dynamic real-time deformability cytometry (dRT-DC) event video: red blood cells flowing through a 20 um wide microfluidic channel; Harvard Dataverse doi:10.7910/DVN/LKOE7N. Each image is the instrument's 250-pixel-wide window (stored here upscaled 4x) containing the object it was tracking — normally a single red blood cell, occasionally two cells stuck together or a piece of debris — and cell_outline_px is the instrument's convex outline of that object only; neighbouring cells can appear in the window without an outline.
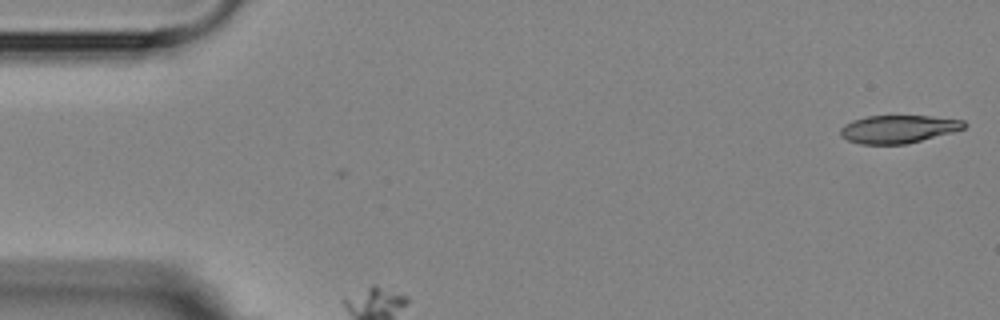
{"species": "Egyptian fruit bat (a non-hibernating species)", "species_latin": "Rousettus aegyptiacus", "temperature_condition": "room temperature", "stored_images_in_passage": 4, "camera_frame_rate_fps": 3000, "um_per_image_px": 0.085, "animal": {"sex": "female"}, "frame": {"image": 1, "passage_image": 1, "time_ms": 0.0, "image_size_px": [1000, 320], "cell_outline_px": [[968, 124], [964, 128], [952, 132], [904, 144], [860, 144], [848, 140], [840, 136], [840, 128], [844, 124], [852, 120], [868, 116], [932, 116], [964, 120]], "centroid_in_image_um": [76.33, 10.96], "position_along_channel_um": 8.7, "area_um2": 20.06}}
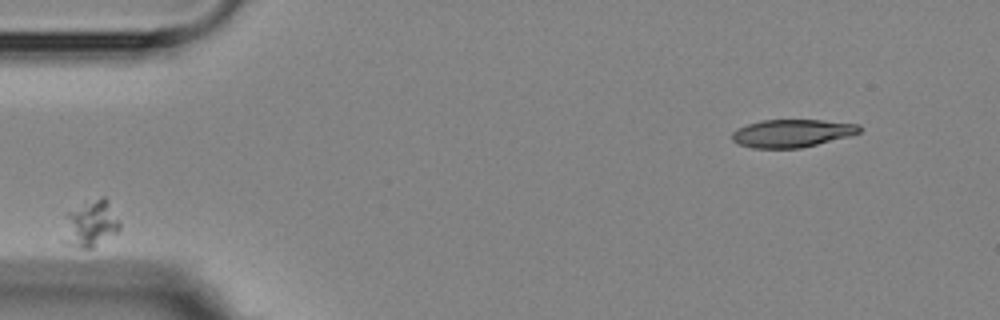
{"frame": {"image": 2, "passage_image": 2, "time_ms": 1.333, "image_size_px": [1000, 320], "cell_outline_px": [[120, 228], [116, 232], [92, 248], [80, 248], [64, 244], [60, 240], [68, 212], [100, 196], [104, 196], [108, 200], [120, 224]], "centroid_in_image_um": [7.65, 19.05], "position_along_channel_um": 77.3, "area_um2": 15.2}}
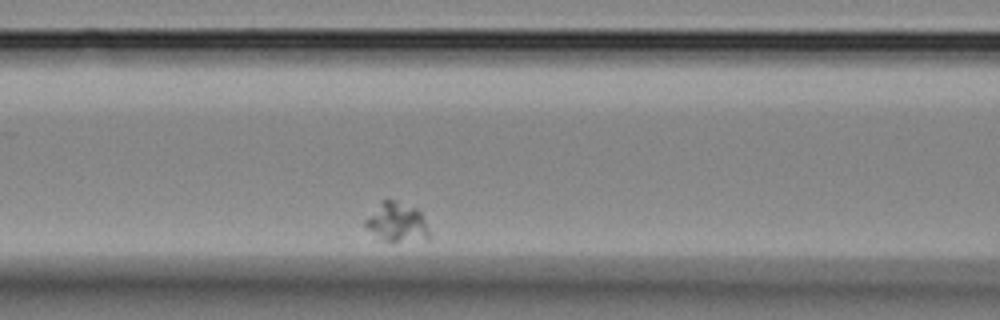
{"frame": {"image": 3, "passage_image": 4, "time_ms": 3.333, "image_size_px": [1000, 320], "cell_outline_px": [[432, 240], [384, 240], [368, 228], [364, 224], [364, 220], [380, 200], [396, 200], [416, 208], [420, 212], [432, 236]], "centroid_in_image_um": [33.77, 18.86], "position_along_channel_um": 132.8, "area_um2": 14.45}}